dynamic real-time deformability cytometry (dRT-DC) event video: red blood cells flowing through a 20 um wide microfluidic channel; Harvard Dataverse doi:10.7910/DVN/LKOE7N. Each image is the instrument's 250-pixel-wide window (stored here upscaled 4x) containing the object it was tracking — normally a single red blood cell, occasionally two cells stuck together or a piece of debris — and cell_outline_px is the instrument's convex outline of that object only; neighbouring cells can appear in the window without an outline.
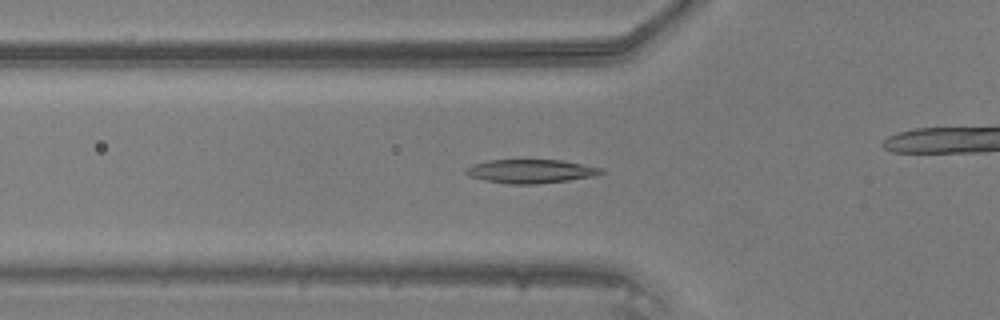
{"species": "common noctule bat (a hibernating species)", "species_latin": "Nyctalus noctula", "temperature_condition": "warm", "stored_images_in_passage": 30, "camera_frame_rate_fps": 3000, "um_per_image_px": 0.085, "animal": {"sex": "male", "body_mass_g": 20.5, "forearm_length_mm": 52.5}, "frame": {"image": 1, "passage_image": 7, "time_ms": 2.0, "image_size_px": [1000, 320], "cell_outline_px": [[604, 172], [596, 176], [568, 180], [536, 184], [508, 184], [484, 180], [468, 176], [464, 172], [464, 168], [472, 164], [488, 160], [564, 160], [604, 168]], "centroid_in_image_um": [45.11, 14.55], "position_along_channel_um": 80.7, "area_um2": 18.96}}
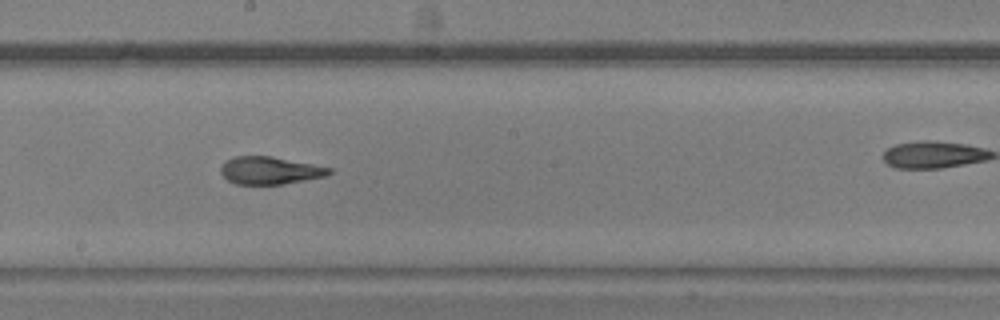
{"frame": {"image": 2, "passage_image": 17, "time_ms": 5.333, "image_size_px": [1000, 320], "cell_outline_px": [[332, 172], [324, 176], [284, 184], [236, 184], [228, 180], [220, 172], [220, 168], [224, 160], [232, 156], [272, 156], [332, 168]], "centroid_in_image_um": [22.89, 14.48], "position_along_channel_um": 225.3, "area_um2": 17.4}}
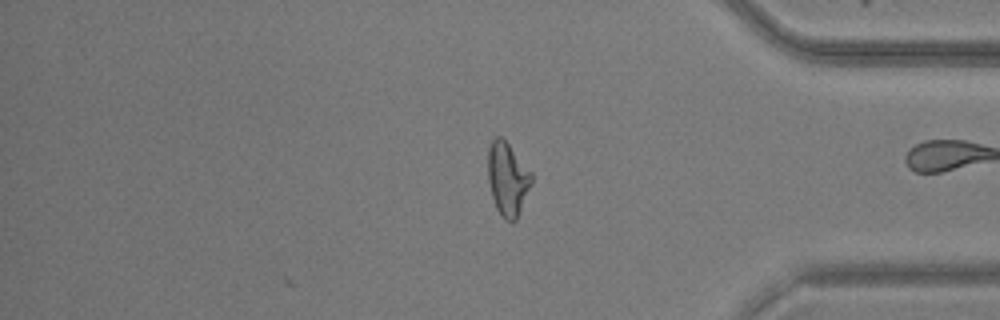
{"frame": {"image": 3, "passage_image": 30, "time_ms": 9.667, "image_size_px": [1000, 320], "cell_outline_px": [[532, 184], [516, 220], [504, 220], [500, 216], [496, 208], [492, 196], [488, 180], [488, 148], [492, 140], [496, 136], [500, 136], [508, 144], [532, 172]], "centroid_in_image_um": [43.14, 15.21], "position_along_channel_um": 392.1, "area_um2": 18.55}}